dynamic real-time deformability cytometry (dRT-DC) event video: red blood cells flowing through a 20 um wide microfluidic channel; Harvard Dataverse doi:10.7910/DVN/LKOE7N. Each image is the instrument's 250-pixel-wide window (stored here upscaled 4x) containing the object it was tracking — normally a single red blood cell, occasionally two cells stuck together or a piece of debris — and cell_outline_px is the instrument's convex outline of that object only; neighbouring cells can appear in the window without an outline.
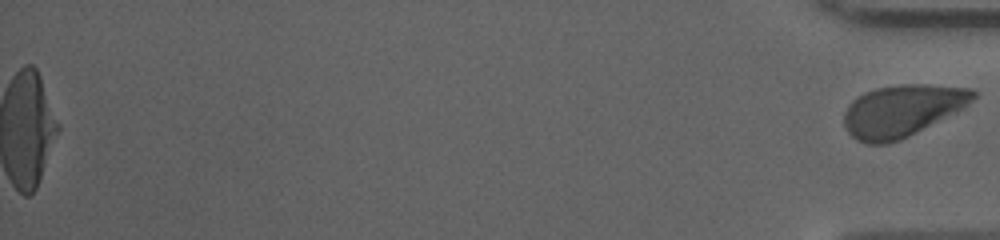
{"species": "human", "species_latin": "Homo sapiens", "temperature_condition": "cold", "stored_images_in_passage": 57, "segment_of_instrument_passage": [2, 2], "camera_frame_rate_fps": 3000, "um_per_image_px": 0.085, "donor": {"sex": "male"}, "frame": {"image": 1, "passage_image": 57, "time_ms": 18.667, "image_size_px": [1000, 240], "cell_outline_px": [[980, 92], [964, 108], [900, 140], [888, 144], [864, 144], [856, 140], [848, 132], [844, 124], [844, 112], [848, 104], [856, 96], [864, 92], [876, 88], [900, 84], [920, 84], [972, 88]], "centroid_in_image_um": [76.67, 9.4], "position_along_channel_um": 358.5, "area_um2": 39.25}}